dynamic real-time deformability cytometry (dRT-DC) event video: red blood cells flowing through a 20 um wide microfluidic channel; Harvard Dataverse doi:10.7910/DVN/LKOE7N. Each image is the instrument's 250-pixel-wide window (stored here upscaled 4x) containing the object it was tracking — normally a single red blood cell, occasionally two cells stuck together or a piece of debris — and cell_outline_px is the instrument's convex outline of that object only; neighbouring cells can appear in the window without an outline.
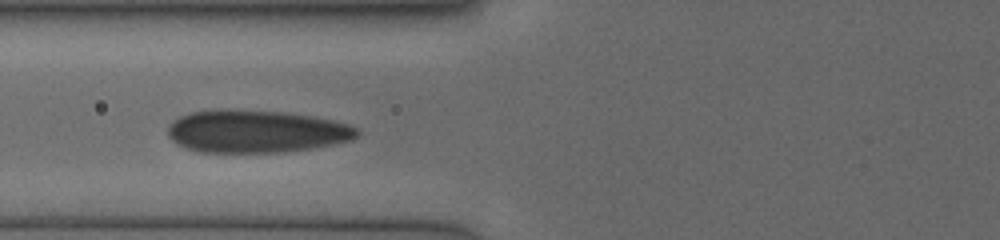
{"species": "human", "species_latin": "Homo sapiens", "temperature_condition": "cold", "stored_images_in_passage": 3, "camera_frame_rate_fps": 3000, "um_per_image_px": 0.085, "donor": {"sex": "female"}, "frame": {"image": 1, "passage_image": 2, "time_ms": 1.0, "image_size_px": [1000, 240], "cell_outline_px": [[360, 132], [352, 140], [312, 148], [284, 152], [200, 152], [184, 148], [176, 144], [168, 136], [168, 128], [172, 120], [180, 116], [192, 112], [212, 108], [228, 108], [284, 112], [312, 116], [332, 120], [348, 124], [356, 128]], "centroid_in_image_um": [21.72, 11.15], "position_along_channel_um": 104.1, "area_um2": 47.51}}